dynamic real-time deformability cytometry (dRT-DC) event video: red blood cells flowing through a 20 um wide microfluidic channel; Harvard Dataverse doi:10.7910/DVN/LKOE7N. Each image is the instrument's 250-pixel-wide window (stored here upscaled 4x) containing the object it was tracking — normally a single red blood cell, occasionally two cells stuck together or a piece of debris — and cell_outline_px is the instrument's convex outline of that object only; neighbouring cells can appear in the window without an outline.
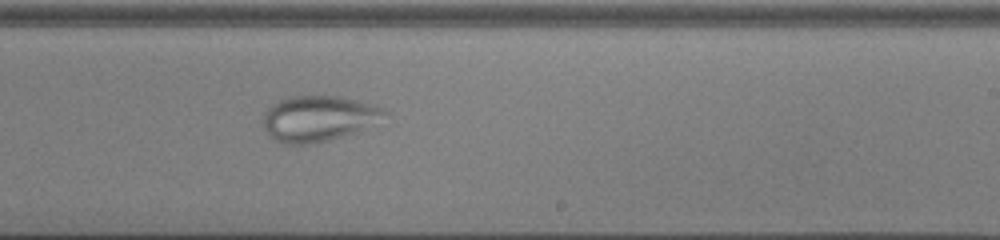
{"species": "common noctule bat (a hibernating species)", "species_latin": "Nyctalus noctula", "temperature_condition": "cold", "stored_images_in_passage": 53, "camera_frame_rate_fps": 3000, "um_per_image_px": 0.085, "animal": {"sex": "male", "body_mass_g": 13.0, "forearm_length_mm": 53.1}, "frame": {"image": 1, "passage_image": 34, "time_ms": 11.0, "image_size_px": [1000, 240], "cell_outline_px": [[392, 112], [356, 132], [328, 140], [308, 144], [280, 144], [268, 132], [264, 124], [264, 112], [272, 104], [288, 96], [340, 96], [372, 104], [384, 108]], "centroid_in_image_um": [27.07, 10.06], "position_along_channel_um": 261.9, "area_um2": 32.02}}